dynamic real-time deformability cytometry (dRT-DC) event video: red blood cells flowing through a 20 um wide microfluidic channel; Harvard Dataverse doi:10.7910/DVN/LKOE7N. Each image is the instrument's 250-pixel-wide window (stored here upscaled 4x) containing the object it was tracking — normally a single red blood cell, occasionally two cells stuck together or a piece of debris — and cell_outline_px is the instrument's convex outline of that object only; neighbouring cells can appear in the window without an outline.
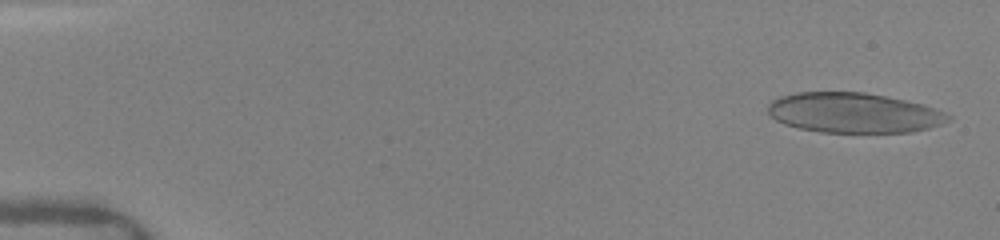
{"species": "human", "species_latin": "Homo sapiens", "temperature_condition": "warm", "stored_images_in_passage": 35, "camera_frame_rate_fps": 3000, "um_per_image_px": 0.085, "donor": {"sex": "female"}, "frame": {"image": 1, "passage_image": 3, "time_ms": 0.333, "image_size_px": [1000, 240], "cell_outline_px": [[952, 116], [948, 120], [940, 124], [928, 128], [912, 132], [820, 132], [800, 128], [784, 124], [776, 120], [768, 112], [768, 104], [772, 100], [780, 96], [796, 92], [864, 92], [904, 100], [920, 104], [944, 112]], "centroid_in_image_um": [72.52, 9.59], "position_along_channel_um": 12.5, "area_um2": 41.73}}
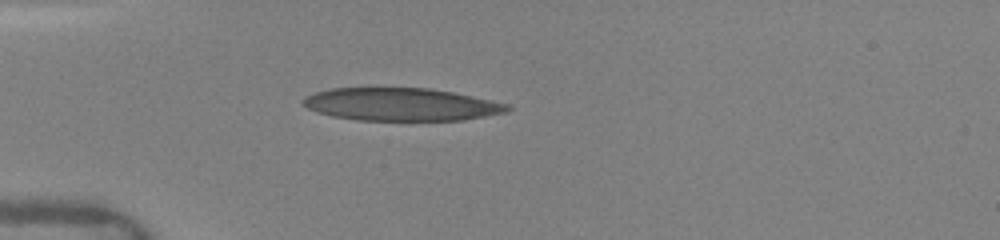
{"frame": {"image": 2, "passage_image": 25, "time_ms": 4.333, "image_size_px": [1000, 240], "cell_outline_px": [[512, 108], [508, 112], [464, 120], [356, 120], [332, 116], [316, 112], [300, 104], [300, 100], [304, 96], [316, 92], [332, 88], [428, 88], [452, 92], [512, 104]], "centroid_in_image_um": [34.09, 8.87], "position_along_channel_um": 50.9, "area_um2": 39.3}}
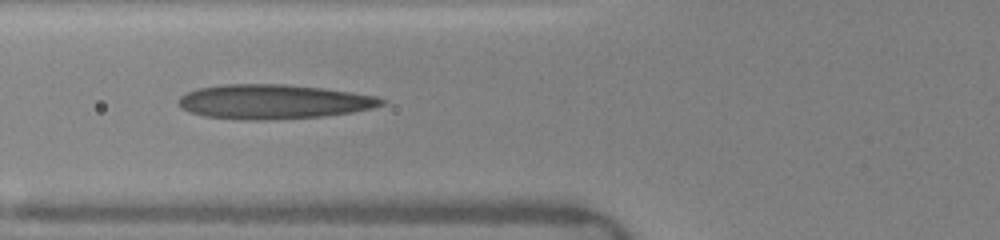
{"frame": {"image": 3, "passage_image": 34, "time_ms": 6.0, "image_size_px": [1000, 240], "cell_outline_px": [[384, 104], [372, 108], [352, 112], [324, 116], [264, 120], [244, 120], [204, 116], [188, 112], [180, 108], [180, 96], [196, 88], [224, 84], [284, 84], [324, 88], [376, 96], [384, 100]], "centroid_in_image_um": [23.21, 8.64], "position_along_channel_um": 102.6, "area_um2": 40.75}}